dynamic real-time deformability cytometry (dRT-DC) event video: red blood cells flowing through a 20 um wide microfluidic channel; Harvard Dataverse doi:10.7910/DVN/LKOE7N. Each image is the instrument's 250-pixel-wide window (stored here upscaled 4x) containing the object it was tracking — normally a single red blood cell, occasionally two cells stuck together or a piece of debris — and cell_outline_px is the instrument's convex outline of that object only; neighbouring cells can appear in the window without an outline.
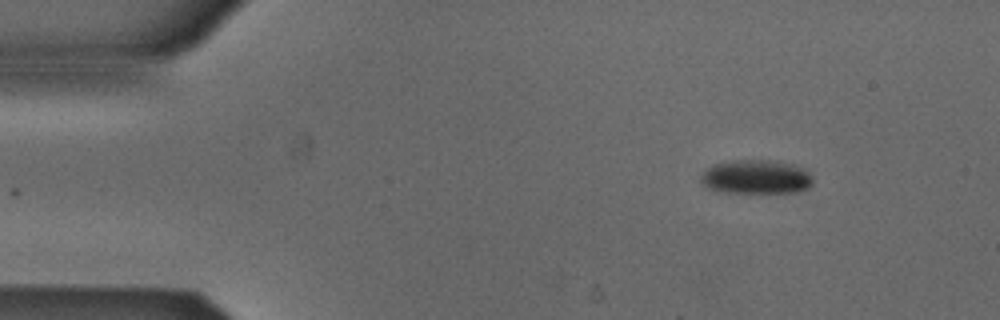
{"species": "Egyptian fruit bat (a non-hibernating species)", "species_latin": "Rousettus aegyptiacus", "temperature_condition": "cold", "stored_images_in_passage": 4, "camera_frame_rate_fps": 3000, "um_per_image_px": 0.085, "animal": {"sex": "male"}, "frame": {"image": 1, "passage_image": 4, "time_ms": 1.0, "image_size_px": [1000, 320], "cell_outline_px": [[812, 184], [796, 192], [724, 192], [708, 188], [700, 180], [700, 176], [708, 168], [716, 164], [732, 160], [776, 160], [796, 164], [804, 168], [808, 172], [812, 180]], "centroid_in_image_um": [64.28, 15.02], "position_along_channel_um": 20.7, "area_um2": 22.08}}